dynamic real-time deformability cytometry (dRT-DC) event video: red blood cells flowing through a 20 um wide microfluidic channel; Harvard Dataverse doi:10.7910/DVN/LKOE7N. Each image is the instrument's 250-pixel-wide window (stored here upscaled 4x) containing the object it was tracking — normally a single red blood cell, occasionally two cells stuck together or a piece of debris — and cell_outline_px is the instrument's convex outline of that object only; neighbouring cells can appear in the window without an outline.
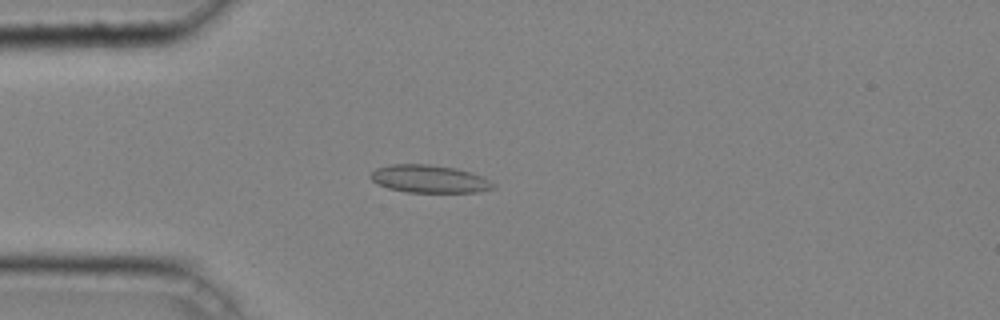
{"species": "common noctule bat (a hibernating species)", "species_latin": "Nyctalus noctula", "temperature_condition": "cold", "stored_images_in_passage": 41, "camera_frame_rate_fps": 3000, "um_per_image_px": 0.085, "animal": {"sex": "male", "body_mass_g": 20.4}, "frame": {"image": 1, "passage_image": 9, "time_ms": 2.667, "image_size_px": [1000, 320], "cell_outline_px": [[496, 188], [476, 192], [408, 192], [388, 188], [372, 180], [368, 176], [376, 168], [388, 164], [428, 164], [456, 168], [484, 176], [496, 184]], "centroid_in_image_um": [36.52, 15.2], "position_along_channel_um": 48.5, "area_um2": 19.94}}
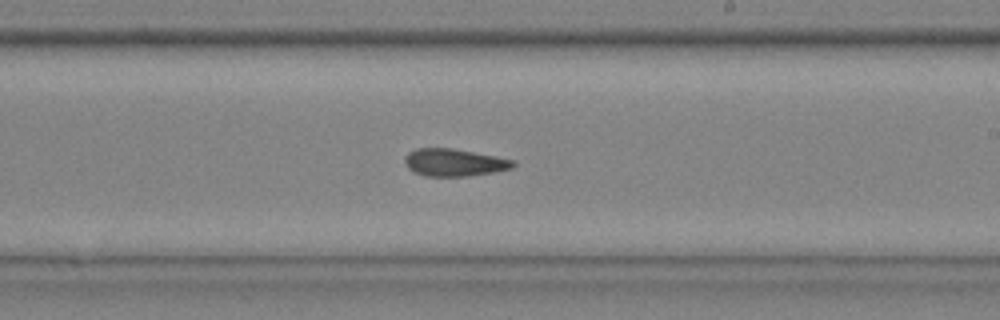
{"frame": {"image": 2, "passage_image": 24, "time_ms": 7.667, "image_size_px": [1000, 320], "cell_outline_px": [[516, 164], [512, 168], [492, 172], [468, 176], [424, 176], [408, 168], [404, 164], [404, 156], [408, 152], [416, 148], [452, 148], [496, 156], [516, 160]], "centroid_in_image_um": [38.59, 13.8], "position_along_channel_um": 250.4, "area_um2": 17.4}}
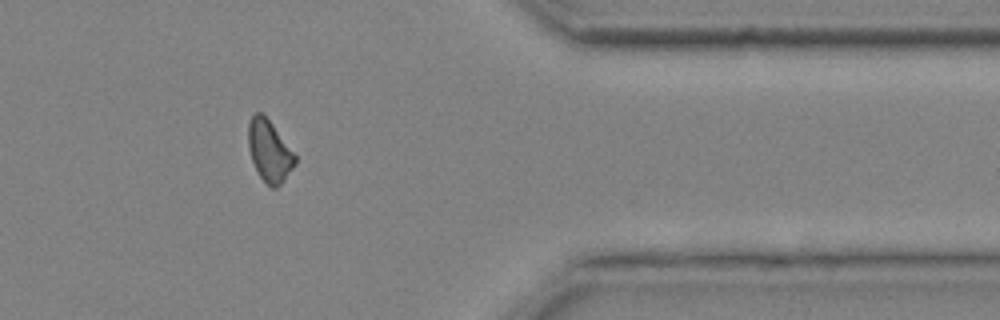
{"frame": {"image": 3, "passage_image": 35, "time_ms": 11.333, "image_size_px": [1000, 320], "cell_outline_px": [[296, 164], [284, 180], [276, 188], [272, 188], [260, 176], [252, 160], [248, 148], [248, 124], [252, 116], [256, 112], [260, 112], [272, 124], [296, 156]], "centroid_in_image_um": [22.89, 12.84], "position_along_channel_um": 388.5, "area_um2": 16.42}, "authors_computed_cell_mechanics": {"area_um2": 17.629, "velocity_mm_per_s": 4.2902, "shape_relaxation_time_tau1_ms": 8.6272, "shape_relaxation_time_tau2_ms": 1.6306, "deformation_change_tau1": 0.1586, "deformation_change_tau2": 0.0846}}